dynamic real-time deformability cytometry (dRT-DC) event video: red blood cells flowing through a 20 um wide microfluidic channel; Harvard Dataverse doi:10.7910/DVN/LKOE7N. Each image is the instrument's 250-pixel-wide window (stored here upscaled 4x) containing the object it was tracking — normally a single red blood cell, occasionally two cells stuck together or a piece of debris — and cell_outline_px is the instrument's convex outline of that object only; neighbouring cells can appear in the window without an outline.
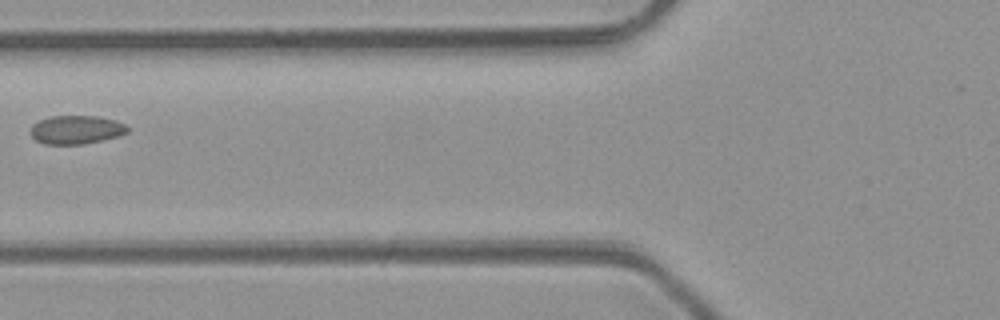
{"species": "common noctule bat (a hibernating species)", "species_latin": "Nyctalus noctula", "temperature_condition": "room temperature", "stored_images_in_passage": 4, "camera_frame_rate_fps": 3000, "um_per_image_px": 0.085, "animal": {"sex": "male", "body_mass_g": 23.1, "forearm_length_mm": 52.7}, "frame": {"image": 1, "passage_image": 4, "time_ms": 3.333, "image_size_px": [1000, 320], "cell_outline_px": [[128, 132], [116, 136], [84, 144], [44, 144], [36, 140], [28, 132], [32, 124], [48, 116], [100, 116], [116, 120], [124, 124], [128, 128]], "centroid_in_image_um": [6.43, 11.01], "position_along_channel_um": 119.4, "area_um2": 16.18}}